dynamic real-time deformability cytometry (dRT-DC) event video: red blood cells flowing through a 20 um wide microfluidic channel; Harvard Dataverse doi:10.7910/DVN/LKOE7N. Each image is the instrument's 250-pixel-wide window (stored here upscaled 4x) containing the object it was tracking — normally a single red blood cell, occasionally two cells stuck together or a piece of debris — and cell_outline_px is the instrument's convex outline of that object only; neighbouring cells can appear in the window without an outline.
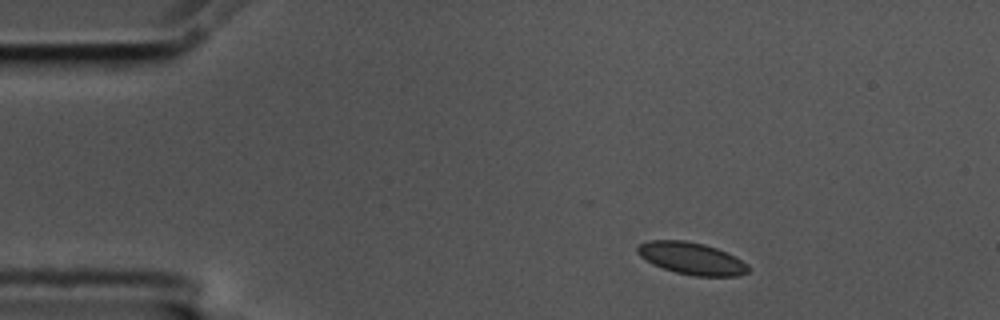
{"species": "common noctule bat (a hibernating species)", "species_latin": "Nyctalus noctula", "temperature_condition": "cold", "stored_images_in_passage": 49, "camera_frame_rate_fps": 3000, "um_per_image_px": 0.085, "animal": {"sex": "male", "body_mass_g": 17.5, "forearm_length_mm": 52.3}, "frame": {"image": 1, "passage_image": 1, "time_ms": 0.0, "image_size_px": [1000, 320], "cell_outline_px": [[752, 268], [748, 272], [740, 276], [692, 276], [676, 272], [652, 264], [640, 256], [636, 252], [636, 248], [640, 244], [648, 240], [684, 240], [704, 244], [728, 252], [736, 256], [748, 264]], "centroid_in_image_um": [58.82, 21.97], "position_along_channel_um": 26.2, "area_um2": 20.98}}
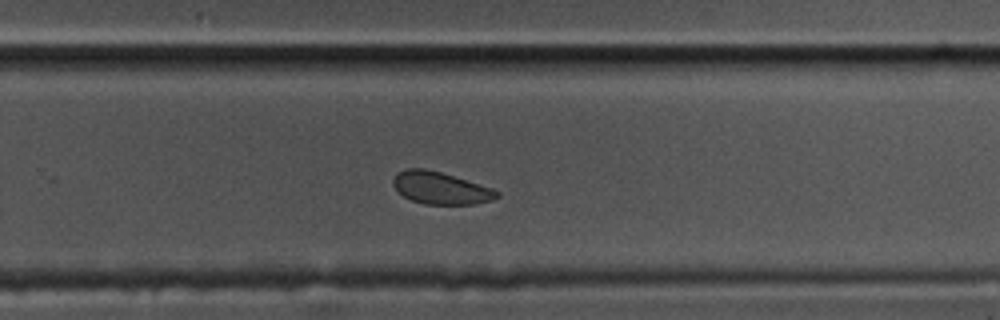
{"frame": {"image": 2, "passage_image": 29, "time_ms": 9.333, "image_size_px": [1000, 320], "cell_outline_px": [[500, 196], [492, 200], [476, 204], [424, 204], [412, 200], [404, 196], [392, 184], [392, 180], [396, 172], [404, 168], [424, 168], [440, 172], [492, 188], [500, 192]], "centroid_in_image_um": [37.43, 15.98], "position_along_channel_um": 292.4, "area_um2": 19.42}}
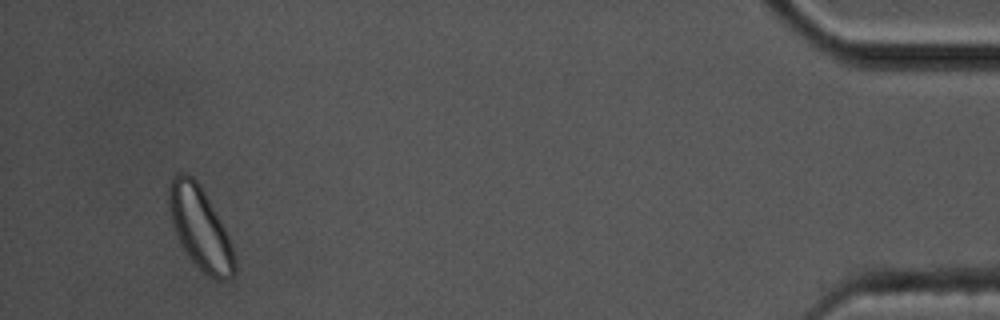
{"frame": {"image": 3, "passage_image": 46, "time_ms": 15.0, "image_size_px": [1000, 320], "cell_outline_px": [[236, 272], [228, 280], [216, 280], [208, 276], [188, 256], [176, 232], [168, 208], [168, 188], [172, 176], [176, 172], [184, 172], [192, 176], [200, 184], [224, 228], [228, 236], [236, 260]], "centroid_in_image_um": [17.01, 19.37], "position_along_channel_um": 418.2, "area_um2": 31.15}, "authors_computed_cell_mechanics": {"area_um2": 20.519, "velocity_mm_per_s": 3.5277, "shape_relaxation_time_tau1_ms": 3.4523, "shape_relaxation_time_tau2_ms": 1.1783, "deformation_change_tau1": 0.0326, "deformation_change_tau2": 0.0426}}